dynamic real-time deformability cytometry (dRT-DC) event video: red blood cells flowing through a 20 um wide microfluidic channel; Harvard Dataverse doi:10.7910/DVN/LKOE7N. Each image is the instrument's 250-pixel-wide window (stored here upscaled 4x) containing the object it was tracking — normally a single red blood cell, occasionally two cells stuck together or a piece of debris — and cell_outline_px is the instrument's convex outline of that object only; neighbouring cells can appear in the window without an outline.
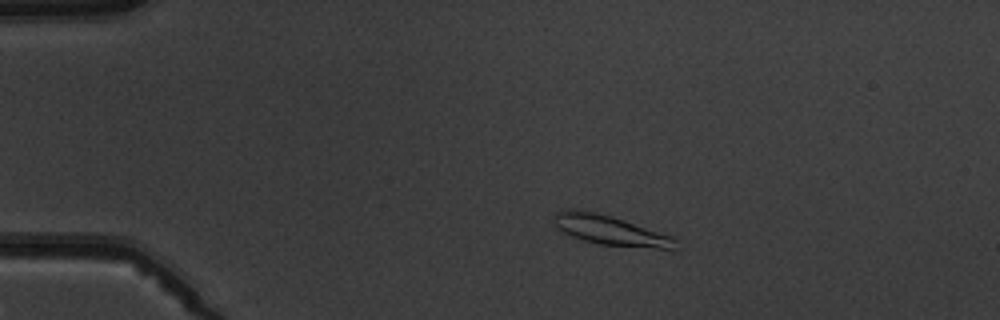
{"species": "common noctule bat (a hibernating species)", "species_latin": "Nyctalus noctula", "temperature_condition": "warm", "stored_images_in_passage": 6, "camera_frame_rate_fps": 3000, "um_per_image_px": 0.085, "animal": {"sex": "male", "body_mass_g": 19.5, "forearm_length_mm": 54.6}, "frame": {"image": 1, "passage_image": 2, "time_ms": 1.0, "image_size_px": [1000, 320], "cell_outline_px": [[676, 248], [656, 248], [600, 244], [584, 240], [572, 236], [556, 228], [552, 216], [556, 212], [568, 208], [580, 208], [612, 216], [672, 236], [676, 240]], "centroid_in_image_um": [51.78, 19.54], "position_along_channel_um": 33.2, "area_um2": 20.92}}
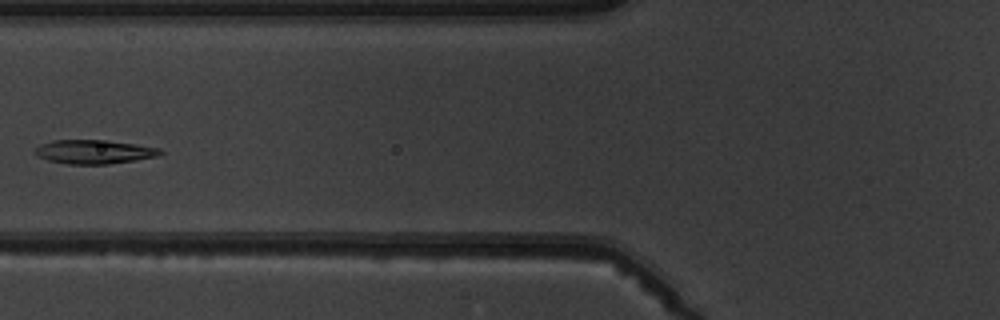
{"frame": {"image": 2, "passage_image": 5, "time_ms": 4.667, "image_size_px": [1000, 320], "cell_outline_px": [[164, 152], [156, 156], [108, 164], [68, 164], [48, 160], [36, 156], [32, 152], [40, 144], [52, 140], [108, 140], [160, 148]], "centroid_in_image_um": [7.93, 12.89], "position_along_channel_um": 117.9, "area_um2": 17.4}}
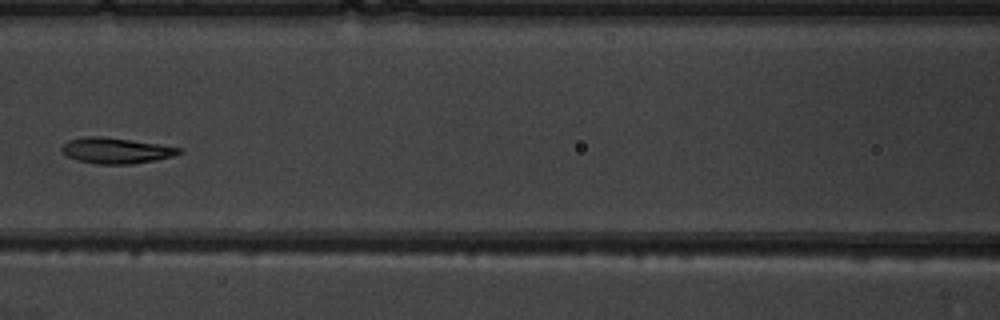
{"frame": {"image": 3, "passage_image": 6, "time_ms": 5.667, "image_size_px": [1000, 320], "cell_outline_px": [[184, 152], [172, 156], [156, 160], [132, 164], [96, 164], [76, 160], [60, 152], [60, 148], [68, 140], [84, 136], [100, 136], [160, 144], [184, 148]], "centroid_in_image_um": [9.86, 12.8], "position_along_channel_um": 156.7, "area_um2": 17.8}}